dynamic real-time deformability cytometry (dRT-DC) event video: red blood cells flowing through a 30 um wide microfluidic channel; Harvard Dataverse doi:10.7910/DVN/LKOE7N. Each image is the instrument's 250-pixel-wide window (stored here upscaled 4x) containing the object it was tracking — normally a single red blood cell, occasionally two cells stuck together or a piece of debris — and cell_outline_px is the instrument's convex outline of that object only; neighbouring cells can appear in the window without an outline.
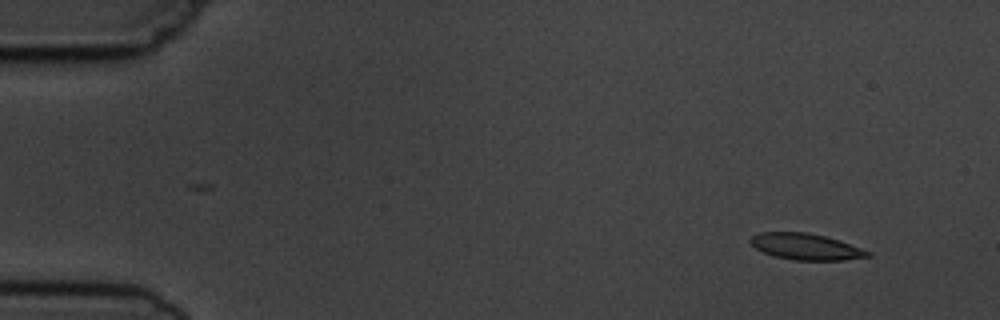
{"species": "common noctule bat (a hibernating species)", "species_latin": "Nyctalus noctula", "temperature_condition": "cold", "stored_images_in_passage": 6, "camera_frame_rate_fps": 3000, "um_per_image_px": 0.085, "animal": {"sex": "male", "body_mass_g": 19.5, "forearm_length_mm": 54.6}, "frame": {"image": 1, "passage_image": 1, "time_ms": 0.0, "image_size_px": [1000, 320], "cell_outline_px": [[872, 256], [844, 260], [796, 260], [776, 256], [764, 252], [756, 248], [748, 240], [752, 236], [760, 232], [808, 232], [840, 240], [872, 252]], "centroid_in_image_um": [68.53, 20.96], "position_along_channel_um": 16.5, "area_um2": 17.92}}
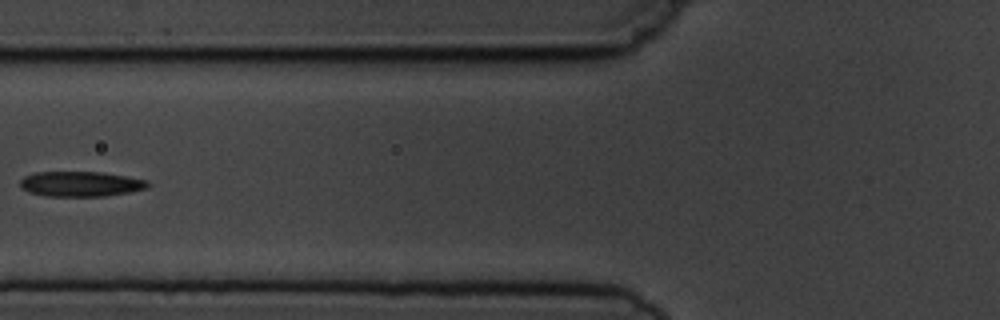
{"frame": {"image": 2, "passage_image": 5, "time_ms": 5.667, "image_size_px": [1000, 320], "cell_outline_px": [[152, 184], [148, 188], [128, 192], [104, 196], [44, 196], [28, 192], [20, 188], [20, 180], [24, 176], [36, 172], [104, 172], [148, 180]], "centroid_in_image_um": [6.86, 15.63], "position_along_channel_um": 118.9, "area_um2": 18.9}}
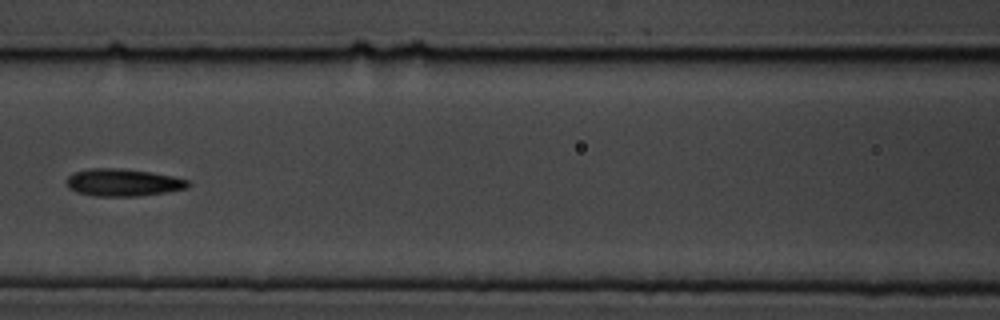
{"frame": {"image": 3, "passage_image": 6, "time_ms": 6.667, "image_size_px": [1000, 320], "cell_outline_px": [[192, 184], [188, 188], [164, 192], [136, 196], [96, 196], [80, 192], [68, 188], [64, 180], [68, 176], [76, 172], [88, 168], [112, 168], [152, 172], [172, 176], [188, 180]], "centroid_in_image_um": [10.45, 15.51], "position_along_channel_um": 156.1, "area_um2": 19.25}}